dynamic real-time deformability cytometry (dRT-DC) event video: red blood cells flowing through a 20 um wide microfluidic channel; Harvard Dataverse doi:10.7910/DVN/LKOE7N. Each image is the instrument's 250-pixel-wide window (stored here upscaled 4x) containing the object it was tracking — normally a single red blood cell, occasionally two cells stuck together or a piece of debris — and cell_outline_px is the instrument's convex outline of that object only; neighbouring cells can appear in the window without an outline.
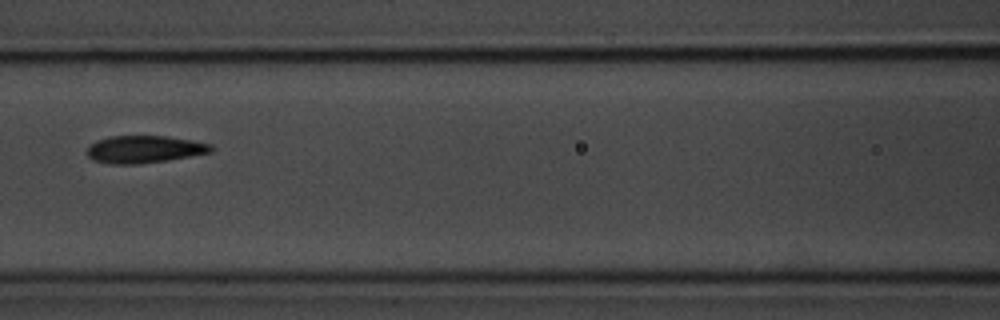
{"species": "common noctule bat (a hibernating species)", "species_latin": "Nyctalus noctula", "temperature_condition": "room temperature", "stored_images_in_passage": 15, "camera_frame_rate_fps": 3000, "um_per_image_px": 0.085, "animal": {"sex": "male", "body_mass_g": 20.1, "forearm_length_mm": 53.5}, "frame": {"image": 1, "passage_image": 7, "time_ms": 7.667, "image_size_px": [1000, 320], "cell_outline_px": [[216, 148], [212, 152], [168, 160], [140, 164], [108, 164], [92, 160], [88, 156], [88, 144], [96, 140], [108, 136], [168, 136], [192, 140], [212, 144]], "centroid_in_image_um": [12.27, 12.69], "position_along_channel_um": 154.3, "area_um2": 20.11}, "authors_computed_cell_mechanics": {"area_um2": 19.1318, "velocity_mm_per_s": 3.444, "shape_relaxation_time_tau1_ms": null, "shape_relaxation_time_tau2_ms": 5.1218, "deformation_change_tau1": null, "deformation_change_tau2": 0.1226}}